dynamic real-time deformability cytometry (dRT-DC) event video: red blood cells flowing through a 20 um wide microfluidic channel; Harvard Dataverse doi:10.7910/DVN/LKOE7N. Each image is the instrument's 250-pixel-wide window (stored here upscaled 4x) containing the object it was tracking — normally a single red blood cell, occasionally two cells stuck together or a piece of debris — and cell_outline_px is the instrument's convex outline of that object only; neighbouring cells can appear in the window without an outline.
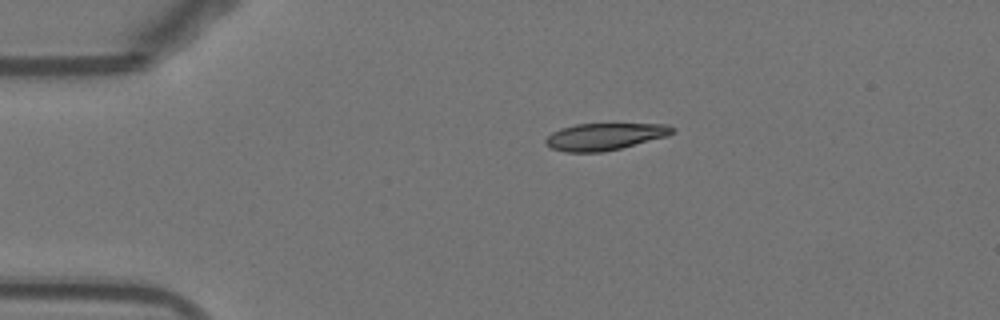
{"species": "Egyptian fruit bat (a non-hibernating species)", "species_latin": "Rousettus aegyptiacus", "temperature_condition": "warm", "stored_images_in_passage": 44, "camera_frame_rate_fps": 3000, "um_per_image_px": 0.085, "animal": {"sex": "female"}, "frame": {"image": 1, "passage_image": 1, "time_ms": 0.0, "image_size_px": [1000, 320], "cell_outline_px": [[676, 128], [668, 136], [604, 152], [564, 152], [552, 148], [544, 144], [544, 140], [552, 132], [560, 128], [576, 124], [668, 124]], "centroid_in_image_um": [51.38, 11.61], "position_along_channel_um": 33.6, "area_um2": 19.94}}
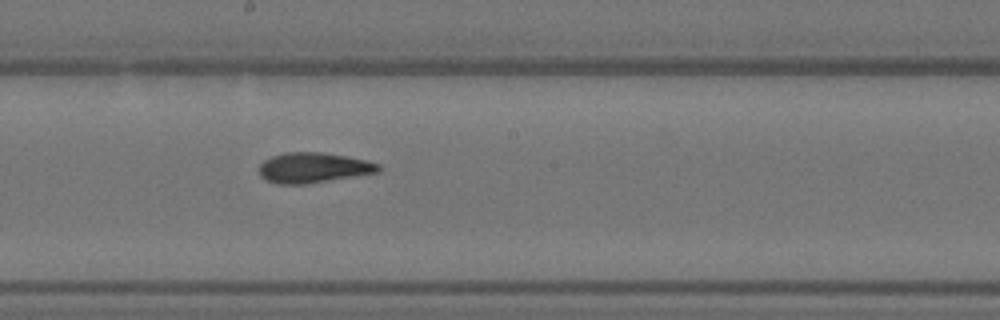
{"frame": {"image": 2, "passage_image": 19, "time_ms": 6.0, "image_size_px": [1000, 320], "cell_outline_px": [[380, 172], [308, 184], [276, 184], [264, 180], [260, 176], [260, 164], [264, 160], [272, 156], [284, 152], [320, 152], [344, 156], [364, 160], [380, 164]], "centroid_in_image_um": [26.61, 14.27], "position_along_channel_um": 221.6, "area_um2": 21.1}}
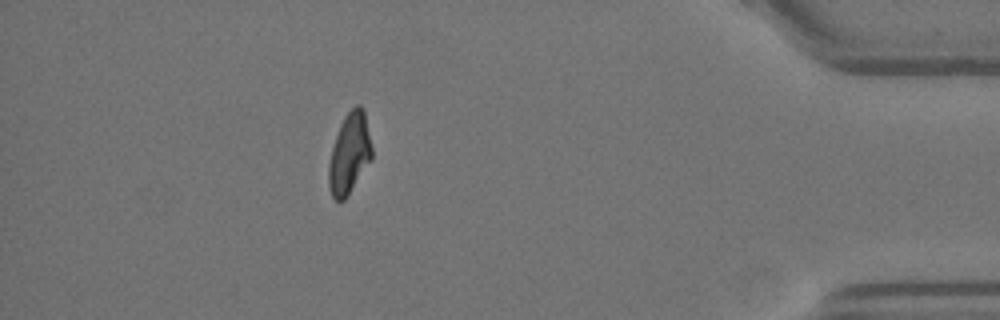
{"frame": {"image": 3, "passage_image": 37, "time_ms": 12.0, "image_size_px": [1000, 320], "cell_outline_px": [[372, 160], [344, 200], [336, 200], [332, 196], [328, 188], [328, 164], [332, 148], [340, 124], [344, 116], [356, 104], [360, 104], [364, 108], [372, 148]], "centroid_in_image_um": [29.7, 13.03], "position_along_channel_um": 405.5, "area_um2": 20.4}, "authors_computed_cell_mechanics": {"area_um2": 20.6924, "velocity_mm_per_s": 3.8639, "shape_relaxation_time_tau1_ms": 6.1326, "shape_relaxation_time_tau2_ms": 2.472, "deformation_change_tau1": 0.2291, "deformation_change_tau2": 0.1072}}